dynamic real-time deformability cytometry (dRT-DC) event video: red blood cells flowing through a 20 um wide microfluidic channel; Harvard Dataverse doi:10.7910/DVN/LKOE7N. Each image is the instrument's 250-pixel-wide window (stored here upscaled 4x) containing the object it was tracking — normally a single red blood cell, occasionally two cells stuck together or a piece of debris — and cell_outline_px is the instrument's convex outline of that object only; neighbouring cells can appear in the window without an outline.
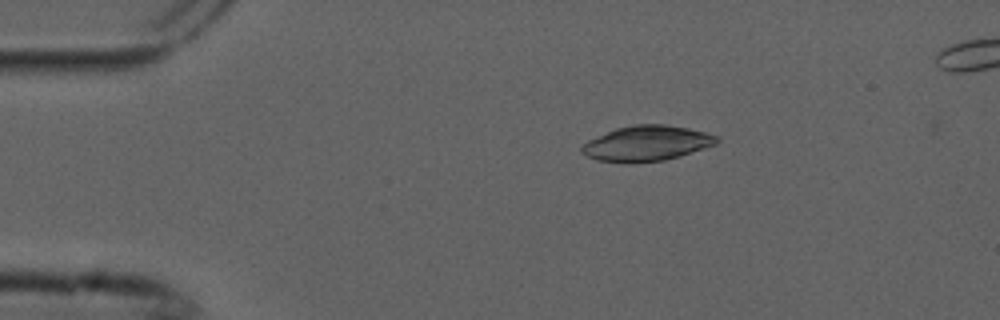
{"species": "common noctule bat (a hibernating species)", "species_latin": "Nyctalus noctula", "temperature_condition": "cold", "stored_images_in_passage": 7, "camera_frame_rate_fps": 3000, "um_per_image_px": 0.085, "animal": {"sex": "male", "forearm_length_mm": 52.5}, "frame": {"image": 1, "passage_image": 3, "time_ms": 0.667, "image_size_px": [1000, 320], "cell_outline_px": [[720, 140], [716, 144], [680, 156], [664, 160], [632, 164], [624, 164], [596, 160], [580, 152], [580, 148], [588, 140], [616, 128], [636, 124], [664, 124], [688, 128], [720, 136]], "centroid_in_image_um": [54.96, 12.2], "position_along_channel_um": 30.0, "area_um2": 28.03}}
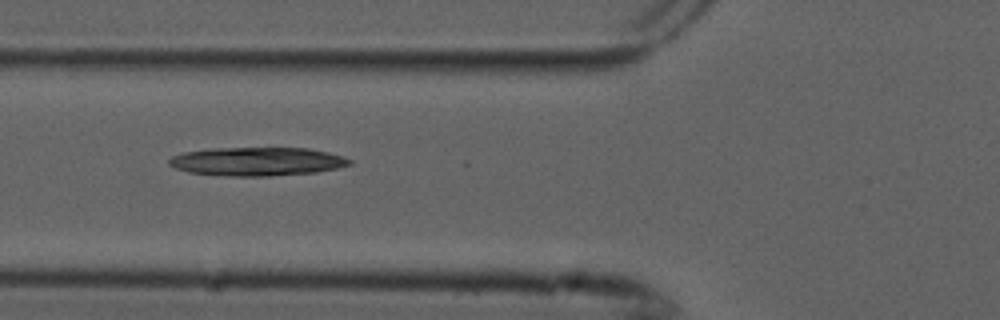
{"frame": {"image": 2, "passage_image": 6, "time_ms": 1.667, "image_size_px": [1000, 320], "cell_outline_px": [[352, 164], [336, 168], [316, 172], [268, 176], [228, 176], [188, 172], [176, 168], [168, 164], [168, 160], [172, 156], [184, 152], [212, 148], [308, 148], [328, 152], [344, 156], [352, 160]], "centroid_in_image_um": [21.86, 13.72], "position_along_channel_um": 103.9, "area_um2": 30.06}}
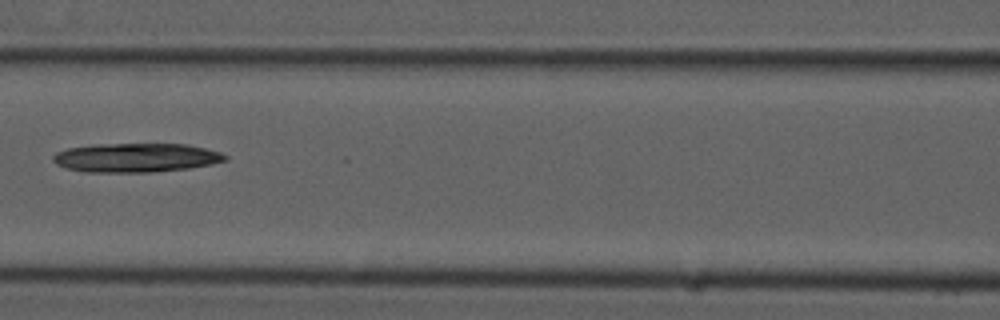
{"frame": {"image": 3, "passage_image": 7, "time_ms": 2.0, "image_size_px": [1000, 320], "cell_outline_px": [[228, 160], [212, 164], [188, 168], [152, 172], [84, 172], [68, 168], [56, 164], [52, 160], [52, 156], [56, 152], [68, 148], [92, 144], [188, 144], [220, 152], [228, 156]], "centroid_in_image_um": [11.55, 13.4], "position_along_channel_um": 155.0, "area_um2": 29.19}}